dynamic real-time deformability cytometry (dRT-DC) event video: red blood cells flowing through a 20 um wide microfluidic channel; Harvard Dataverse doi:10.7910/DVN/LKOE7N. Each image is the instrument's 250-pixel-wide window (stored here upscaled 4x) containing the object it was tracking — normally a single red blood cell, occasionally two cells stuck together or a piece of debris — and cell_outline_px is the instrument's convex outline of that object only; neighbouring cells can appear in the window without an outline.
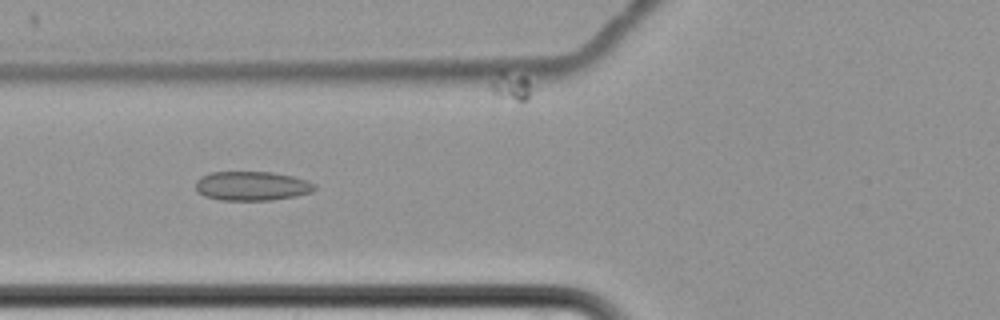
{"species": "common noctule bat (a hibernating species)", "species_latin": "Nyctalus noctula", "temperature_condition": "cold", "stored_images_in_passage": 8, "camera_frame_rate_fps": 3000, "um_per_image_px": 0.085, "animal": {"sex": "female", "body_mass_g": 22.7, "forearm_length_mm": 54.2}, "frame": {"image": 1, "passage_image": 8, "time_ms": 8.333, "image_size_px": [1000, 320], "cell_outline_px": [[316, 188], [312, 192], [296, 196], [272, 200], [220, 200], [204, 196], [196, 192], [196, 180], [200, 176], [212, 172], [272, 172], [292, 176], [308, 180], [316, 184]], "centroid_in_image_um": [21.41, 15.81], "position_along_channel_um": 104.4, "area_um2": 20.46}}